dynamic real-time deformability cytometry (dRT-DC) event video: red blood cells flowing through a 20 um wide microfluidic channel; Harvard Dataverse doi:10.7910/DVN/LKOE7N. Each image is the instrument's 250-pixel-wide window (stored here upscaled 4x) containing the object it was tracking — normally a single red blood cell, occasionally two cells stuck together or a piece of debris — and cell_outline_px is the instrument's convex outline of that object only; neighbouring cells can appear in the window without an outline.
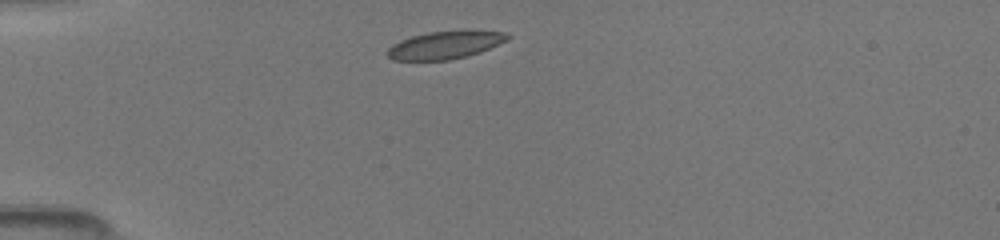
{"species": "common noctule bat (a hibernating species)", "species_latin": "Nyctalus noctula", "temperature_condition": "room temperature", "stored_images_in_passage": 26, "camera_frame_rate_fps": 3000, "um_per_image_px": 0.085, "animal": {"sex": "female", "body_mass_g": 19.5, "forearm_length_mm": 54.1}, "frame": {"image": 1, "passage_image": 1, "time_ms": 0.0, "image_size_px": [1000, 240], "cell_outline_px": [[512, 36], [508, 40], [480, 52], [468, 56], [448, 60], [392, 60], [384, 52], [392, 44], [400, 40], [412, 36], [428, 32], [464, 28], [468, 28], [504, 32]], "centroid_in_image_um": [37.87, 3.79], "position_along_channel_um": 47.1, "area_um2": 20.17}}
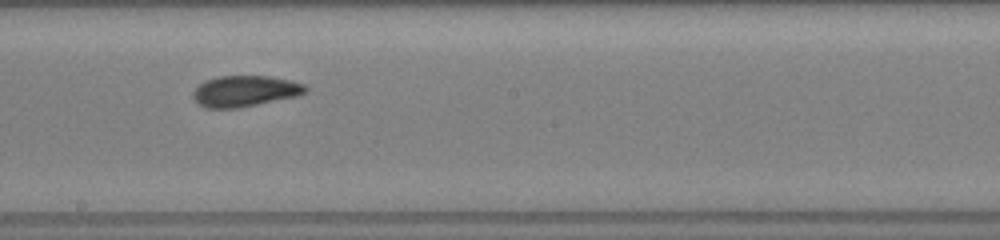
{"frame": {"image": 2, "passage_image": 11, "time_ms": 5.0, "image_size_px": [1000, 240], "cell_outline_px": [[308, 92], [300, 96], [236, 108], [204, 108], [192, 96], [192, 92], [200, 84], [208, 80], [220, 76], [268, 76], [288, 80], [304, 84], [308, 88]], "centroid_in_image_um": [20.86, 7.75], "position_along_channel_um": 227.3, "area_um2": 20.23}}
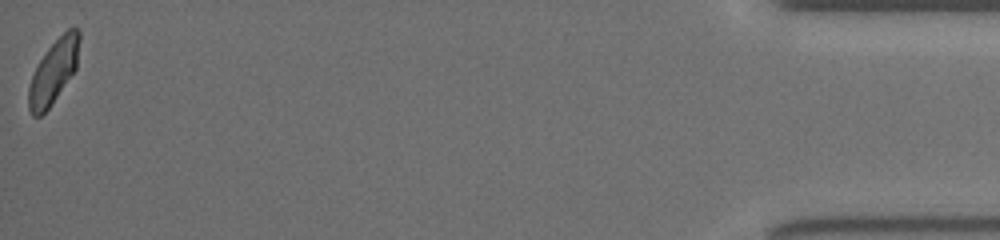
{"frame": {"image": 3, "passage_image": 26, "time_ms": 12.0, "image_size_px": [1000, 240], "cell_outline_px": [[80, 40], [76, 68], [48, 108], [40, 116], [32, 116], [28, 108], [28, 88], [32, 76], [40, 60], [48, 48], [68, 28], [80, 28]], "centroid_in_image_um": [4.55, 6.07], "position_along_channel_um": 430.6, "area_um2": 18.44}}